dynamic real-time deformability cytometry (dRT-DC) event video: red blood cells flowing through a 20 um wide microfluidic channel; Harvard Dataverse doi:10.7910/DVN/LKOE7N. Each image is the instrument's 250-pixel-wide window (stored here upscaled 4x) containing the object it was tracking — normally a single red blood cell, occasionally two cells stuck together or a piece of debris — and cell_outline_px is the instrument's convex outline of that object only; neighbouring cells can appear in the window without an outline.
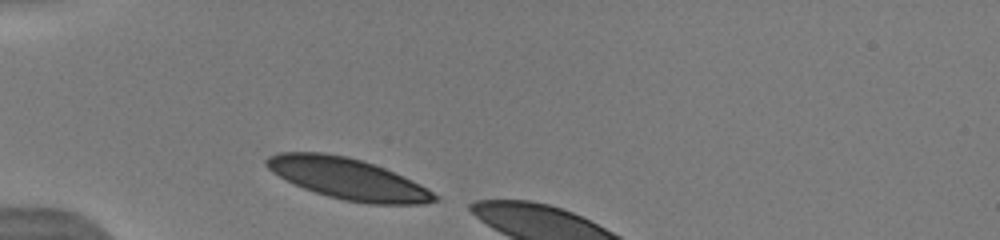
{"species": "human", "species_latin": "Homo sapiens", "temperature_condition": "warm", "stored_images_in_passage": 7, "camera_frame_rate_fps": 3000, "um_per_image_px": 0.085, "donor": {"sex": "male"}, "frame": {"image": 1, "passage_image": 1, "time_ms": 0.0, "image_size_px": [1000, 240], "cell_outline_px": [[440, 200], [424, 204], [368, 204], [344, 200], [328, 196], [304, 188], [272, 172], [264, 164], [264, 160], [268, 156], [276, 152], [324, 152], [348, 156], [384, 168], [404, 176], [420, 184], [440, 196]], "centroid_in_image_um": [29.59, 15.19], "position_along_channel_um": 55.4, "area_um2": 40.29}}